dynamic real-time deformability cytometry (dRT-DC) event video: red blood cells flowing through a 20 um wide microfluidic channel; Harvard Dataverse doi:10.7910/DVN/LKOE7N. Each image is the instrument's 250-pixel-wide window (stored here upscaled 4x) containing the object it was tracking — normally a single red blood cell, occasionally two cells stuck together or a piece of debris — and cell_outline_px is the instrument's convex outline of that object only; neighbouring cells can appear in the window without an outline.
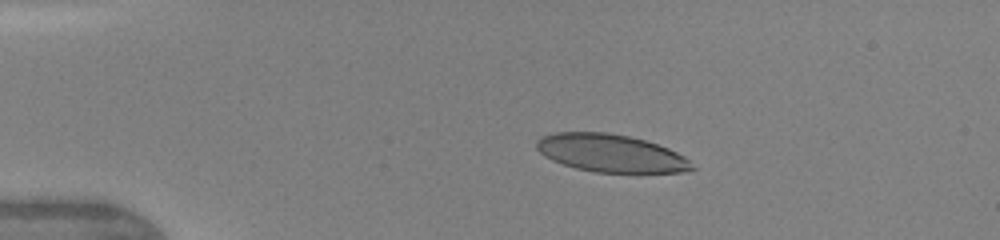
{"species": "human", "species_latin": "Homo sapiens", "temperature_condition": "warm", "stored_images_in_passage": 10, "camera_frame_rate_fps": 3000, "um_per_image_px": 0.085, "donor": {"sex": "female"}, "frame": {"image": 1, "passage_image": 4, "time_ms": 3.0, "image_size_px": [1000, 240], "cell_outline_px": [[696, 168], [680, 172], [596, 172], [576, 168], [552, 160], [544, 156], [536, 148], [536, 140], [544, 136], [556, 132], [608, 132], [628, 136], [644, 140], [668, 148], [684, 156]], "centroid_in_image_um": [51.89, 13.01], "position_along_channel_um": 33.1, "area_um2": 33.87}}
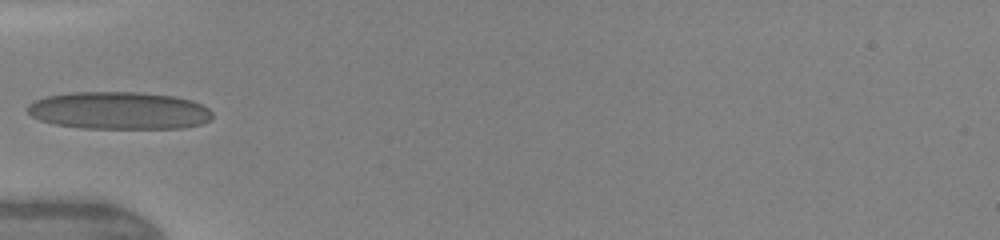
{"frame": {"image": 2, "passage_image": 7, "time_ms": 5.333, "image_size_px": [1000, 240], "cell_outline_px": [[212, 116], [208, 120], [200, 124], [180, 128], [80, 128], [56, 124], [40, 120], [32, 116], [28, 112], [28, 104], [36, 100], [48, 96], [72, 92], [136, 92], [172, 96], [192, 100], [208, 108], [212, 112]], "centroid_in_image_um": [10.11, 9.4], "position_along_channel_um": 74.9, "area_um2": 40.17}}